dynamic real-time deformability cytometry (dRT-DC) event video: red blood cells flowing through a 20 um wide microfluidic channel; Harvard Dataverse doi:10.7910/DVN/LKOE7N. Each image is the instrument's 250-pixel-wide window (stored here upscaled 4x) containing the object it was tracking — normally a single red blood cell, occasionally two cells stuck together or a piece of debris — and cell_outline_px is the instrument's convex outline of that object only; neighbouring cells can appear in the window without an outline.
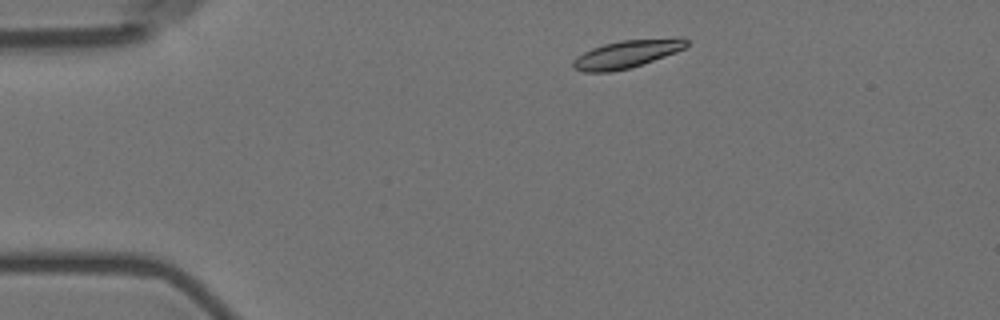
{"species": "Egyptian fruit bat (a non-hibernating species)", "species_latin": "Rousettus aegyptiacus", "temperature_condition": "room temperature", "stored_images_in_passage": 4, "camera_frame_rate_fps": 3000, "um_per_image_px": 0.085, "animal": {"sex": "female"}, "frame": {"image": 1, "passage_image": 1, "time_ms": 0.0, "image_size_px": [1000, 320], "cell_outline_px": [[688, 44], [684, 48], [676, 52], [628, 68], [608, 72], [584, 72], [572, 68], [572, 60], [576, 56], [592, 48], [604, 44], [620, 40], [680, 36], [688, 40]], "centroid_in_image_um": [53.28, 4.56], "position_along_channel_um": 31.7, "area_um2": 18.5}}
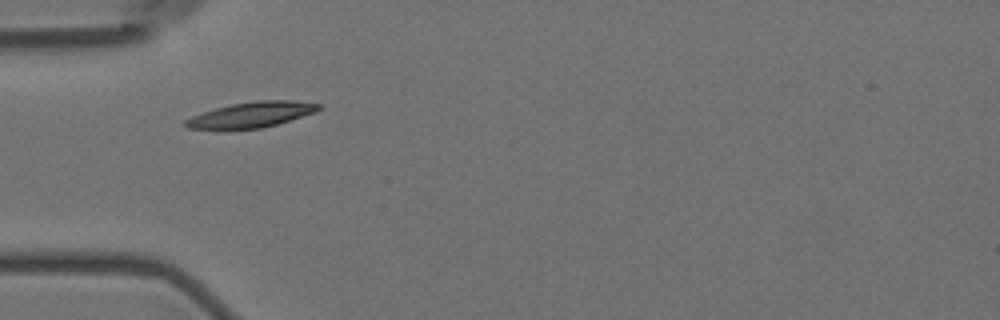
{"frame": {"image": 2, "passage_image": 3, "time_ms": 2.333, "image_size_px": [1000, 320], "cell_outline_px": [[320, 108], [316, 112], [276, 124], [260, 128], [188, 128], [184, 124], [184, 120], [192, 116], [216, 108], [232, 104], [256, 100], [292, 100], [320, 104]], "centroid_in_image_um": [21.4, 9.72], "position_along_channel_um": 63.6, "area_um2": 19.25}}
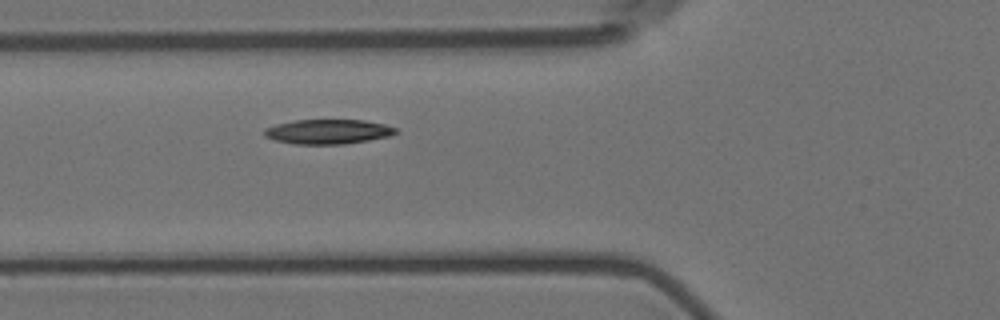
{"frame": {"image": 3, "passage_image": 4, "time_ms": 3.333, "image_size_px": [1000, 320], "cell_outline_px": [[396, 132], [388, 136], [368, 140], [344, 144], [296, 144], [276, 140], [264, 136], [264, 128], [276, 124], [292, 120], [364, 120], [384, 124], [396, 128]], "centroid_in_image_um": [27.84, 11.18], "position_along_channel_um": 98.0, "area_um2": 18.73}}